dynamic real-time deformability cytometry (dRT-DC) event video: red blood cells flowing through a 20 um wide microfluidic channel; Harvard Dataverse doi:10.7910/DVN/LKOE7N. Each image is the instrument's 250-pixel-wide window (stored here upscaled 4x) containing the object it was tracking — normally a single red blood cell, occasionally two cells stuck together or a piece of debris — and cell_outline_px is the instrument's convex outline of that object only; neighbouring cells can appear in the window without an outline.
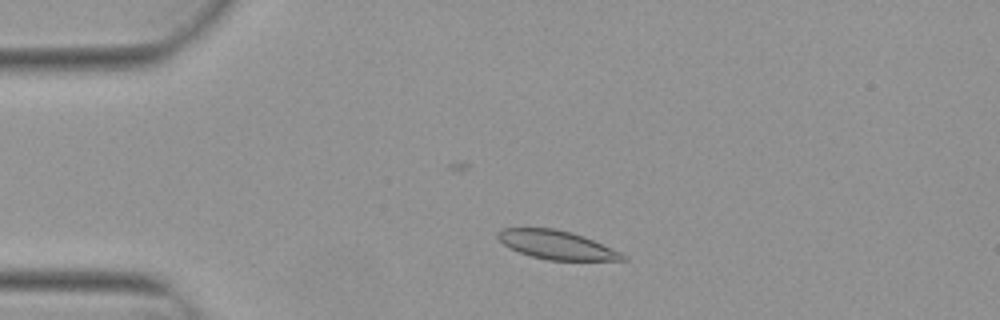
{"species": "Egyptian fruit bat (a non-hibernating species)", "species_latin": "Rousettus aegyptiacus", "temperature_condition": "warm", "stored_images_in_passage": 50, "camera_frame_rate_fps": 3000, "um_per_image_px": 0.085, "animal": {"sex": "female"}, "frame": {"image": 1, "passage_image": 8, "time_ms": 2.333, "image_size_px": [1000, 320], "cell_outline_px": [[628, 260], [548, 260], [532, 256], [508, 248], [496, 236], [496, 232], [500, 228], [556, 228], [572, 232], [584, 236], [612, 248], [628, 256]], "centroid_in_image_um": [47.31, 20.81], "position_along_channel_um": 37.7, "area_um2": 20.92}}
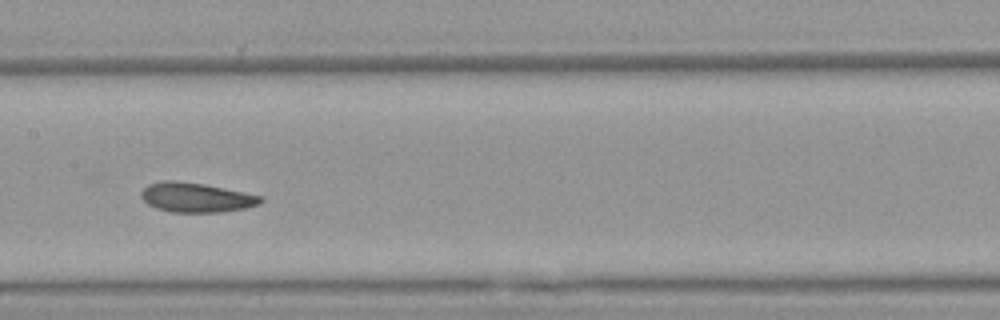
{"frame": {"image": 2, "passage_image": 23, "time_ms": 7.333, "image_size_px": [1000, 320], "cell_outline_px": [[264, 200], [260, 204], [244, 208], [220, 212], [172, 212], [156, 208], [148, 204], [140, 196], [140, 192], [148, 184], [164, 180], [176, 180], [204, 184], [264, 196]], "centroid_in_image_um": [16.67, 16.78], "position_along_channel_um": 190.7, "area_um2": 20.63}}
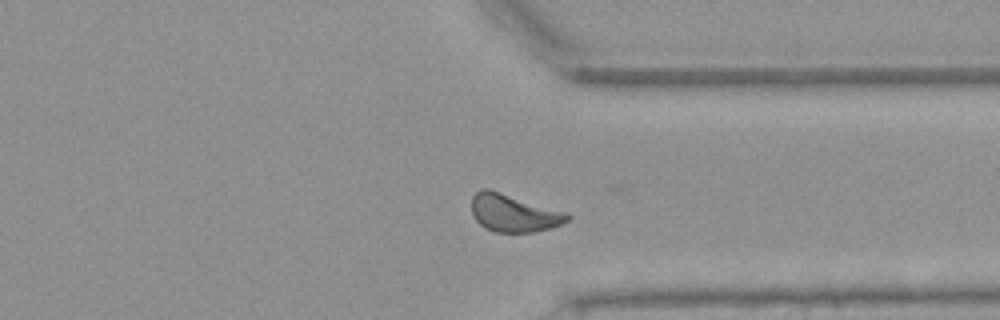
{"frame": {"image": 3, "passage_image": 37, "time_ms": 12.0, "image_size_px": [1000, 320], "cell_outline_px": [[572, 216], [568, 220], [552, 228], [532, 232], [496, 232], [484, 228], [476, 220], [472, 212], [472, 196], [480, 188], [488, 188], [568, 212]], "centroid_in_image_um": [43.67, 18.1], "position_along_channel_um": 367.7, "area_um2": 21.15}, "authors_computed_cell_mechanics": {"area_um2": 20.808, "velocity_mm_per_s": 3.8106, "shape_relaxation_time_tau1_ms": 5.1376, "shape_relaxation_time_tau2_ms": 3.3483, "deformation_change_tau1": 0.1231, "deformation_change_tau2": 0.0736}}